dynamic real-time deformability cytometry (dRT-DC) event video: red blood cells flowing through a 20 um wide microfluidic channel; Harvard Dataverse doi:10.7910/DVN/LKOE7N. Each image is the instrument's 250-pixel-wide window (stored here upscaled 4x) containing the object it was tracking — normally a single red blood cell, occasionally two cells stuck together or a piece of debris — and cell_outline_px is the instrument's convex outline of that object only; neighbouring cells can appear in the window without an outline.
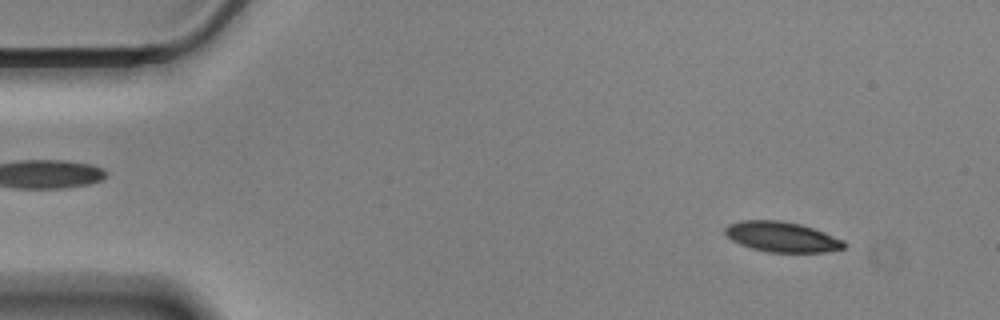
{"species": "Egyptian fruit bat (a non-hibernating species)", "species_latin": "Rousettus aegyptiacus", "temperature_condition": "cold", "stored_images_in_passage": 56, "camera_frame_rate_fps": 3000, "um_per_image_px": 0.085, "animal": {"sex": "male"}, "frame": {"image": 1, "passage_image": 4, "time_ms": 1.0, "image_size_px": [1000, 320], "cell_outline_px": [[848, 244], [844, 248], [824, 252], [768, 252], [752, 248], [740, 244], [732, 240], [724, 232], [724, 228], [728, 224], [740, 220], [780, 220], [800, 224], [824, 232], [844, 240]], "centroid_in_image_um": [66.46, 20.13], "position_along_channel_um": 18.5, "area_um2": 20.98}}
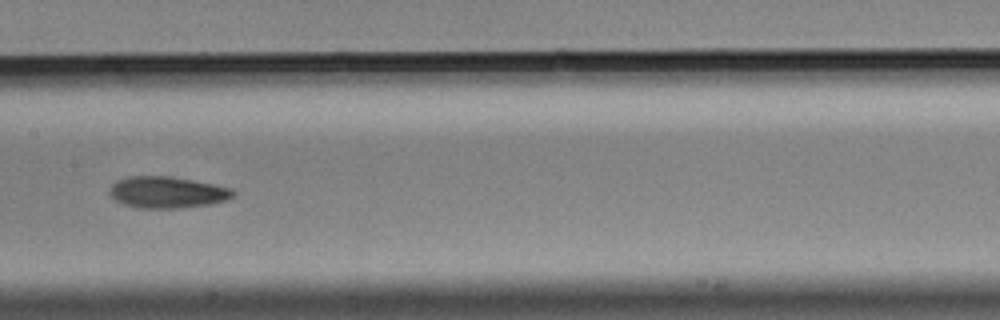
{"frame": {"image": 2, "passage_image": 27, "time_ms": 8.667, "image_size_px": [1000, 320], "cell_outline_px": [[236, 192], [232, 196], [224, 200], [208, 204], [180, 208], [136, 208], [124, 204], [116, 200], [108, 192], [112, 184], [116, 180], [128, 176], [168, 176], [192, 180], [232, 188]], "centroid_in_image_um": [14.17, 16.34], "position_along_channel_um": 193.2, "area_um2": 22.54}}
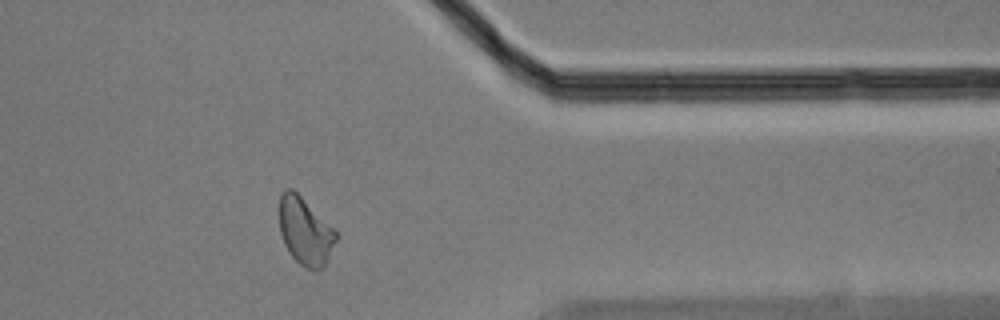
{"frame": {"image": 3, "passage_image": 45, "time_ms": 14.667, "image_size_px": [1000, 320], "cell_outline_px": [[336, 240], [324, 264], [320, 268], [308, 268], [300, 264], [292, 256], [284, 244], [280, 232], [280, 196], [284, 188], [292, 188], [336, 232]], "centroid_in_image_um": [25.89, 19.63], "position_along_channel_um": 385.5, "area_um2": 21.33}, "authors_computed_cell_mechanics": {"area_um2": 22.253, "velocity_mm_per_s": 3.4415, "shape_relaxation_time_tau1_ms": 3.9928, "shape_relaxation_time_tau2_ms": 2.8456, "deformation_change_tau1": 0.1146, "deformation_change_tau2": 0.0799}}